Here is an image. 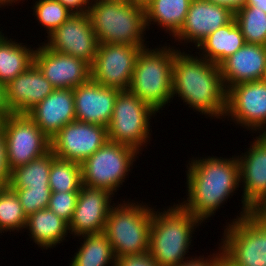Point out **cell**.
I'll return each instance as SVG.
<instances>
[{"label":"cell","mask_w":266,"mask_h":266,"mask_svg":"<svg viewBox=\"0 0 266 266\" xmlns=\"http://www.w3.org/2000/svg\"><path fill=\"white\" fill-rule=\"evenodd\" d=\"M45 38L47 48L93 64L99 43L88 13L71 15Z\"/></svg>","instance_id":"9a60e30c"},{"label":"cell","mask_w":266,"mask_h":266,"mask_svg":"<svg viewBox=\"0 0 266 266\" xmlns=\"http://www.w3.org/2000/svg\"><path fill=\"white\" fill-rule=\"evenodd\" d=\"M88 15L99 44H126L143 49L152 45L147 41L148 29L142 4L131 1L91 2Z\"/></svg>","instance_id":"5b68a950"},{"label":"cell","mask_w":266,"mask_h":266,"mask_svg":"<svg viewBox=\"0 0 266 266\" xmlns=\"http://www.w3.org/2000/svg\"><path fill=\"white\" fill-rule=\"evenodd\" d=\"M243 128L248 134H266V82H242L227 90L224 122ZM235 124V125H234Z\"/></svg>","instance_id":"8fae6325"},{"label":"cell","mask_w":266,"mask_h":266,"mask_svg":"<svg viewBox=\"0 0 266 266\" xmlns=\"http://www.w3.org/2000/svg\"><path fill=\"white\" fill-rule=\"evenodd\" d=\"M245 6H251L252 8H259L266 13V0H246Z\"/></svg>","instance_id":"60d3db41"},{"label":"cell","mask_w":266,"mask_h":266,"mask_svg":"<svg viewBox=\"0 0 266 266\" xmlns=\"http://www.w3.org/2000/svg\"><path fill=\"white\" fill-rule=\"evenodd\" d=\"M233 19L234 13L224 6L206 0H192L184 24L172 40L166 41L179 45V47L176 46L178 50L195 51L197 46L211 33L229 24ZM180 46L185 48H180Z\"/></svg>","instance_id":"5bb4252c"},{"label":"cell","mask_w":266,"mask_h":266,"mask_svg":"<svg viewBox=\"0 0 266 266\" xmlns=\"http://www.w3.org/2000/svg\"><path fill=\"white\" fill-rule=\"evenodd\" d=\"M34 63L55 89H73L91 79V65L86 61L37 44Z\"/></svg>","instance_id":"ac0fdd59"},{"label":"cell","mask_w":266,"mask_h":266,"mask_svg":"<svg viewBox=\"0 0 266 266\" xmlns=\"http://www.w3.org/2000/svg\"><path fill=\"white\" fill-rule=\"evenodd\" d=\"M246 4V0H227V8L236 13Z\"/></svg>","instance_id":"ab89813d"},{"label":"cell","mask_w":266,"mask_h":266,"mask_svg":"<svg viewBox=\"0 0 266 266\" xmlns=\"http://www.w3.org/2000/svg\"><path fill=\"white\" fill-rule=\"evenodd\" d=\"M178 50L174 54L172 77V102L183 101L188 109L214 121H224L227 90L219 65L193 53ZM178 97V98H176Z\"/></svg>","instance_id":"7a4b0ae2"},{"label":"cell","mask_w":266,"mask_h":266,"mask_svg":"<svg viewBox=\"0 0 266 266\" xmlns=\"http://www.w3.org/2000/svg\"><path fill=\"white\" fill-rule=\"evenodd\" d=\"M26 222L27 216L17 194L9 186L4 187L0 193V234L24 233Z\"/></svg>","instance_id":"f1b7e54d"},{"label":"cell","mask_w":266,"mask_h":266,"mask_svg":"<svg viewBox=\"0 0 266 266\" xmlns=\"http://www.w3.org/2000/svg\"><path fill=\"white\" fill-rule=\"evenodd\" d=\"M54 89L34 63L5 86V101L9 113L26 114Z\"/></svg>","instance_id":"ffe728a7"},{"label":"cell","mask_w":266,"mask_h":266,"mask_svg":"<svg viewBox=\"0 0 266 266\" xmlns=\"http://www.w3.org/2000/svg\"><path fill=\"white\" fill-rule=\"evenodd\" d=\"M206 1L211 2L213 4L220 5V6H224L227 8V0H206Z\"/></svg>","instance_id":"7bdbcfd3"},{"label":"cell","mask_w":266,"mask_h":266,"mask_svg":"<svg viewBox=\"0 0 266 266\" xmlns=\"http://www.w3.org/2000/svg\"><path fill=\"white\" fill-rule=\"evenodd\" d=\"M191 2L192 0H149L144 5L148 31L156 25L171 40L184 24Z\"/></svg>","instance_id":"cb8c5ba5"},{"label":"cell","mask_w":266,"mask_h":266,"mask_svg":"<svg viewBox=\"0 0 266 266\" xmlns=\"http://www.w3.org/2000/svg\"><path fill=\"white\" fill-rule=\"evenodd\" d=\"M2 24H0V26H1ZM2 28V29H1ZM0 28V39L6 34L5 32L3 33L2 31H4L3 30V27H1Z\"/></svg>","instance_id":"c3c4849f"},{"label":"cell","mask_w":266,"mask_h":266,"mask_svg":"<svg viewBox=\"0 0 266 266\" xmlns=\"http://www.w3.org/2000/svg\"><path fill=\"white\" fill-rule=\"evenodd\" d=\"M11 177V170L9 168L6 140L3 129L0 130V185L8 187Z\"/></svg>","instance_id":"8d00e7d4"},{"label":"cell","mask_w":266,"mask_h":266,"mask_svg":"<svg viewBox=\"0 0 266 266\" xmlns=\"http://www.w3.org/2000/svg\"><path fill=\"white\" fill-rule=\"evenodd\" d=\"M212 251L209 252V255L206 253V256L203 253L199 256L196 255L194 258L179 266H222L223 254L220 247L218 246L216 251L214 249Z\"/></svg>","instance_id":"e575fe53"},{"label":"cell","mask_w":266,"mask_h":266,"mask_svg":"<svg viewBox=\"0 0 266 266\" xmlns=\"http://www.w3.org/2000/svg\"><path fill=\"white\" fill-rule=\"evenodd\" d=\"M2 129L10 170L26 165L51 151V139L27 114H8Z\"/></svg>","instance_id":"7c38bea8"},{"label":"cell","mask_w":266,"mask_h":266,"mask_svg":"<svg viewBox=\"0 0 266 266\" xmlns=\"http://www.w3.org/2000/svg\"><path fill=\"white\" fill-rule=\"evenodd\" d=\"M50 139L76 120L73 89L54 91L26 113Z\"/></svg>","instance_id":"7402d4cb"},{"label":"cell","mask_w":266,"mask_h":266,"mask_svg":"<svg viewBox=\"0 0 266 266\" xmlns=\"http://www.w3.org/2000/svg\"><path fill=\"white\" fill-rule=\"evenodd\" d=\"M79 191L51 192L48 209L68 224L72 219Z\"/></svg>","instance_id":"836d02e7"},{"label":"cell","mask_w":266,"mask_h":266,"mask_svg":"<svg viewBox=\"0 0 266 266\" xmlns=\"http://www.w3.org/2000/svg\"><path fill=\"white\" fill-rule=\"evenodd\" d=\"M4 119L5 116L0 112V130L2 129Z\"/></svg>","instance_id":"bcb514c9"},{"label":"cell","mask_w":266,"mask_h":266,"mask_svg":"<svg viewBox=\"0 0 266 266\" xmlns=\"http://www.w3.org/2000/svg\"><path fill=\"white\" fill-rule=\"evenodd\" d=\"M17 194L28 217L41 209H47L51 195L50 188H11Z\"/></svg>","instance_id":"d6a6232c"},{"label":"cell","mask_w":266,"mask_h":266,"mask_svg":"<svg viewBox=\"0 0 266 266\" xmlns=\"http://www.w3.org/2000/svg\"><path fill=\"white\" fill-rule=\"evenodd\" d=\"M234 19L244 36L245 43L266 46V13L264 11L244 6L234 13Z\"/></svg>","instance_id":"4dcf8cb0"},{"label":"cell","mask_w":266,"mask_h":266,"mask_svg":"<svg viewBox=\"0 0 266 266\" xmlns=\"http://www.w3.org/2000/svg\"><path fill=\"white\" fill-rule=\"evenodd\" d=\"M140 154L131 146L108 140L81 164L82 184L117 196Z\"/></svg>","instance_id":"ba28073f"},{"label":"cell","mask_w":266,"mask_h":266,"mask_svg":"<svg viewBox=\"0 0 266 266\" xmlns=\"http://www.w3.org/2000/svg\"><path fill=\"white\" fill-rule=\"evenodd\" d=\"M107 141V127L75 120L51 138V151L57 158L82 164Z\"/></svg>","instance_id":"2e32d148"},{"label":"cell","mask_w":266,"mask_h":266,"mask_svg":"<svg viewBox=\"0 0 266 266\" xmlns=\"http://www.w3.org/2000/svg\"><path fill=\"white\" fill-rule=\"evenodd\" d=\"M237 154L229 158L197 155L185 161L186 195L176 201L205 225L228 199L240 192Z\"/></svg>","instance_id":"6da1fadb"},{"label":"cell","mask_w":266,"mask_h":266,"mask_svg":"<svg viewBox=\"0 0 266 266\" xmlns=\"http://www.w3.org/2000/svg\"><path fill=\"white\" fill-rule=\"evenodd\" d=\"M80 246L69 260V266H115L116 257L108 237L102 232L75 237Z\"/></svg>","instance_id":"4316f807"},{"label":"cell","mask_w":266,"mask_h":266,"mask_svg":"<svg viewBox=\"0 0 266 266\" xmlns=\"http://www.w3.org/2000/svg\"><path fill=\"white\" fill-rule=\"evenodd\" d=\"M0 112L4 116L10 114L5 101V86L1 82H0Z\"/></svg>","instance_id":"f35d334b"},{"label":"cell","mask_w":266,"mask_h":266,"mask_svg":"<svg viewBox=\"0 0 266 266\" xmlns=\"http://www.w3.org/2000/svg\"><path fill=\"white\" fill-rule=\"evenodd\" d=\"M3 188H4V186L0 185V193H1Z\"/></svg>","instance_id":"681fc988"},{"label":"cell","mask_w":266,"mask_h":266,"mask_svg":"<svg viewBox=\"0 0 266 266\" xmlns=\"http://www.w3.org/2000/svg\"><path fill=\"white\" fill-rule=\"evenodd\" d=\"M56 158L52 151L32 160L26 165L11 170L10 188H50L49 173L52 161Z\"/></svg>","instance_id":"83f0119b"},{"label":"cell","mask_w":266,"mask_h":266,"mask_svg":"<svg viewBox=\"0 0 266 266\" xmlns=\"http://www.w3.org/2000/svg\"><path fill=\"white\" fill-rule=\"evenodd\" d=\"M92 2H105V1H123V2H126V1H129V0H91Z\"/></svg>","instance_id":"7dc6e473"},{"label":"cell","mask_w":266,"mask_h":266,"mask_svg":"<svg viewBox=\"0 0 266 266\" xmlns=\"http://www.w3.org/2000/svg\"><path fill=\"white\" fill-rule=\"evenodd\" d=\"M153 46L138 54L129 90L161 114L172 104L173 62L178 49L167 42Z\"/></svg>","instance_id":"277c9868"},{"label":"cell","mask_w":266,"mask_h":266,"mask_svg":"<svg viewBox=\"0 0 266 266\" xmlns=\"http://www.w3.org/2000/svg\"><path fill=\"white\" fill-rule=\"evenodd\" d=\"M246 152L238 154L240 175V212L229 222L252 212L266 211V134H252ZM255 136V137H254Z\"/></svg>","instance_id":"30bf717a"},{"label":"cell","mask_w":266,"mask_h":266,"mask_svg":"<svg viewBox=\"0 0 266 266\" xmlns=\"http://www.w3.org/2000/svg\"><path fill=\"white\" fill-rule=\"evenodd\" d=\"M25 1L27 2V0H0V10L6 9V7L9 8V6L13 7L16 4L19 5V3L22 6L23 5L22 3L25 2Z\"/></svg>","instance_id":"b9f144b4"},{"label":"cell","mask_w":266,"mask_h":266,"mask_svg":"<svg viewBox=\"0 0 266 266\" xmlns=\"http://www.w3.org/2000/svg\"><path fill=\"white\" fill-rule=\"evenodd\" d=\"M33 2H31L33 7H30L32 9L30 12H33L32 16L38 22L37 26L40 24V29L44 28L40 31L45 30L47 36L73 15L58 0H33Z\"/></svg>","instance_id":"1f68e13d"},{"label":"cell","mask_w":266,"mask_h":266,"mask_svg":"<svg viewBox=\"0 0 266 266\" xmlns=\"http://www.w3.org/2000/svg\"><path fill=\"white\" fill-rule=\"evenodd\" d=\"M25 231L29 233L30 241L42 251L63 245L71 238L68 223L48 208L28 216Z\"/></svg>","instance_id":"603a6c76"},{"label":"cell","mask_w":266,"mask_h":266,"mask_svg":"<svg viewBox=\"0 0 266 266\" xmlns=\"http://www.w3.org/2000/svg\"><path fill=\"white\" fill-rule=\"evenodd\" d=\"M129 199L119 197L120 202L111 208L103 232L116 258L149 251L153 204Z\"/></svg>","instance_id":"8992f818"},{"label":"cell","mask_w":266,"mask_h":266,"mask_svg":"<svg viewBox=\"0 0 266 266\" xmlns=\"http://www.w3.org/2000/svg\"><path fill=\"white\" fill-rule=\"evenodd\" d=\"M119 91L92 79L73 88L76 120L108 127Z\"/></svg>","instance_id":"d6986e66"},{"label":"cell","mask_w":266,"mask_h":266,"mask_svg":"<svg viewBox=\"0 0 266 266\" xmlns=\"http://www.w3.org/2000/svg\"><path fill=\"white\" fill-rule=\"evenodd\" d=\"M51 192L79 191L82 185L81 164L55 158L49 173Z\"/></svg>","instance_id":"f546056e"},{"label":"cell","mask_w":266,"mask_h":266,"mask_svg":"<svg viewBox=\"0 0 266 266\" xmlns=\"http://www.w3.org/2000/svg\"><path fill=\"white\" fill-rule=\"evenodd\" d=\"M244 44V36L237 26L235 19H233L229 24L220 27L204 39L197 46L194 53H197L211 63L220 65Z\"/></svg>","instance_id":"d4e9b609"},{"label":"cell","mask_w":266,"mask_h":266,"mask_svg":"<svg viewBox=\"0 0 266 266\" xmlns=\"http://www.w3.org/2000/svg\"><path fill=\"white\" fill-rule=\"evenodd\" d=\"M129 1L145 5L149 0H129Z\"/></svg>","instance_id":"f6af8a7d"},{"label":"cell","mask_w":266,"mask_h":266,"mask_svg":"<svg viewBox=\"0 0 266 266\" xmlns=\"http://www.w3.org/2000/svg\"><path fill=\"white\" fill-rule=\"evenodd\" d=\"M157 113L130 90H120L107 127L108 140L131 146L139 153L144 152L152 141L150 124Z\"/></svg>","instance_id":"9c48e42d"},{"label":"cell","mask_w":266,"mask_h":266,"mask_svg":"<svg viewBox=\"0 0 266 266\" xmlns=\"http://www.w3.org/2000/svg\"><path fill=\"white\" fill-rule=\"evenodd\" d=\"M73 14L88 13L91 0H58Z\"/></svg>","instance_id":"74e56055"},{"label":"cell","mask_w":266,"mask_h":266,"mask_svg":"<svg viewBox=\"0 0 266 266\" xmlns=\"http://www.w3.org/2000/svg\"><path fill=\"white\" fill-rule=\"evenodd\" d=\"M219 67L226 90L238 83L264 80L266 46L245 43Z\"/></svg>","instance_id":"44dd1931"},{"label":"cell","mask_w":266,"mask_h":266,"mask_svg":"<svg viewBox=\"0 0 266 266\" xmlns=\"http://www.w3.org/2000/svg\"><path fill=\"white\" fill-rule=\"evenodd\" d=\"M224 225L216 246L234 266H266V211Z\"/></svg>","instance_id":"52a82bcc"},{"label":"cell","mask_w":266,"mask_h":266,"mask_svg":"<svg viewBox=\"0 0 266 266\" xmlns=\"http://www.w3.org/2000/svg\"><path fill=\"white\" fill-rule=\"evenodd\" d=\"M118 199L106 189L81 185L76 207L68 224L72 238L104 232L107 217ZM115 202V203H114Z\"/></svg>","instance_id":"e0dca14e"},{"label":"cell","mask_w":266,"mask_h":266,"mask_svg":"<svg viewBox=\"0 0 266 266\" xmlns=\"http://www.w3.org/2000/svg\"><path fill=\"white\" fill-rule=\"evenodd\" d=\"M142 47L99 44L91 65V79L105 87L129 90L132 73Z\"/></svg>","instance_id":"4fadbf2b"},{"label":"cell","mask_w":266,"mask_h":266,"mask_svg":"<svg viewBox=\"0 0 266 266\" xmlns=\"http://www.w3.org/2000/svg\"><path fill=\"white\" fill-rule=\"evenodd\" d=\"M175 203L163 209L153 206L149 252L160 266H179L196 256L195 252L192 255L188 253L195 242L193 234L202 230L199 227L203 223L178 202Z\"/></svg>","instance_id":"3957f363"},{"label":"cell","mask_w":266,"mask_h":266,"mask_svg":"<svg viewBox=\"0 0 266 266\" xmlns=\"http://www.w3.org/2000/svg\"><path fill=\"white\" fill-rule=\"evenodd\" d=\"M115 266H160L147 251L142 254L125 255L116 258Z\"/></svg>","instance_id":"d590c367"},{"label":"cell","mask_w":266,"mask_h":266,"mask_svg":"<svg viewBox=\"0 0 266 266\" xmlns=\"http://www.w3.org/2000/svg\"><path fill=\"white\" fill-rule=\"evenodd\" d=\"M18 40L7 34L0 39V82L4 86L34 64L37 46Z\"/></svg>","instance_id":"484cf974"},{"label":"cell","mask_w":266,"mask_h":266,"mask_svg":"<svg viewBox=\"0 0 266 266\" xmlns=\"http://www.w3.org/2000/svg\"><path fill=\"white\" fill-rule=\"evenodd\" d=\"M222 266H234V265L223 255Z\"/></svg>","instance_id":"ee69618b"}]
</instances>
